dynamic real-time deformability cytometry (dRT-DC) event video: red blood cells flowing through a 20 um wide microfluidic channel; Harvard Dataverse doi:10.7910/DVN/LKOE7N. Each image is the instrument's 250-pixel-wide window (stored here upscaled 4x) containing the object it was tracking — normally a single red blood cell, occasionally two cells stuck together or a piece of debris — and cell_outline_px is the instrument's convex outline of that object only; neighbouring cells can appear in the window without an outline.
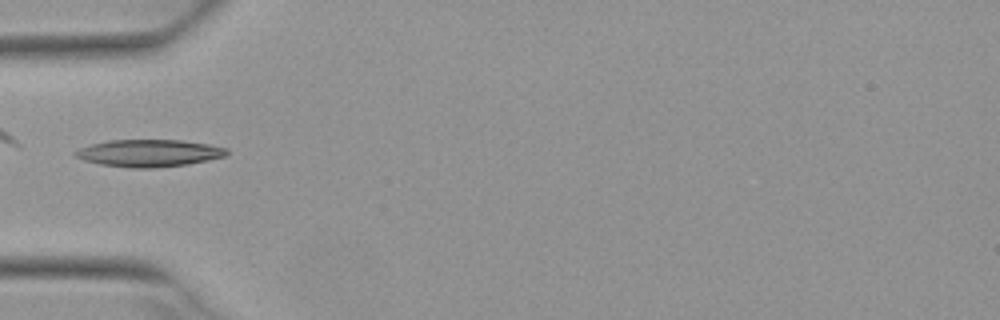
{"species": "Egyptian fruit bat (a non-hibernating species)", "species_latin": "Rousettus aegyptiacus", "temperature_condition": "warm", "stored_images_in_passage": 1, "camera_frame_rate_fps": 3000, "um_per_image_px": 0.085, "animal": {"sex": "female"}, "frame": {"image": 1, "passage_image": 1, "time_ms": 0.0, "image_size_px": [1000, 320], "cell_outline_px": [[228, 156], [188, 164], [156, 168], [132, 168], [100, 164], [84, 160], [76, 156], [72, 152], [80, 148], [92, 144], [108, 140], [180, 140], [208, 144], [228, 148]], "centroid_in_image_um": [12.7, 13.01], "position_along_channel_um": 72.3, "area_um2": 24.04}}